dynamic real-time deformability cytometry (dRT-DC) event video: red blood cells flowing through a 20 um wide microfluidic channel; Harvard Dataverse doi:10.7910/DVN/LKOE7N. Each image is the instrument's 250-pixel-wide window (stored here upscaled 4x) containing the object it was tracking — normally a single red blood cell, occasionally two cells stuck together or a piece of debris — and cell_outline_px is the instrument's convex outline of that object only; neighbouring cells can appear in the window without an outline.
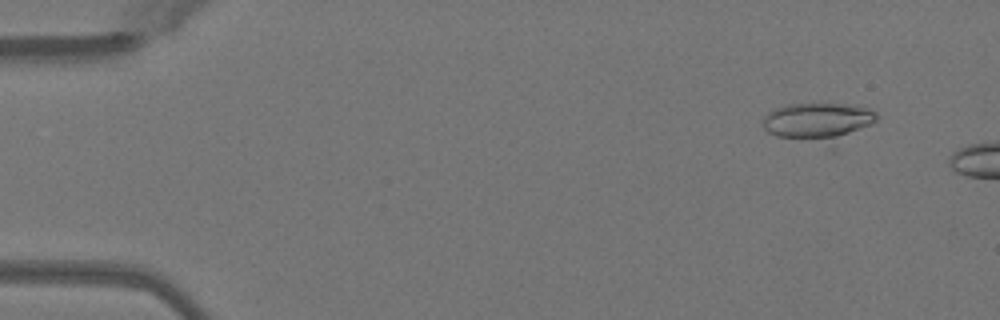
{"species": "Egyptian fruit bat (a non-hibernating species)", "species_latin": "Rousettus aegyptiacus", "temperature_condition": "warm", "stored_images_in_passage": 8, "camera_frame_rate_fps": 3000, "um_per_image_px": 0.085, "animal": {"sex": "female"}, "frame": {"image": 1, "passage_image": 5, "time_ms": 1.333, "image_size_px": [1000, 320], "cell_outline_px": [[876, 120], [872, 124], [832, 152], [776, 136], [768, 132], [760, 124], [764, 116], [768, 112], [776, 108], [788, 104], [848, 104], [868, 108], [876, 112]], "centroid_in_image_um": [69.59, 10.51], "position_along_channel_um": 15.4, "area_um2": 27.74}}